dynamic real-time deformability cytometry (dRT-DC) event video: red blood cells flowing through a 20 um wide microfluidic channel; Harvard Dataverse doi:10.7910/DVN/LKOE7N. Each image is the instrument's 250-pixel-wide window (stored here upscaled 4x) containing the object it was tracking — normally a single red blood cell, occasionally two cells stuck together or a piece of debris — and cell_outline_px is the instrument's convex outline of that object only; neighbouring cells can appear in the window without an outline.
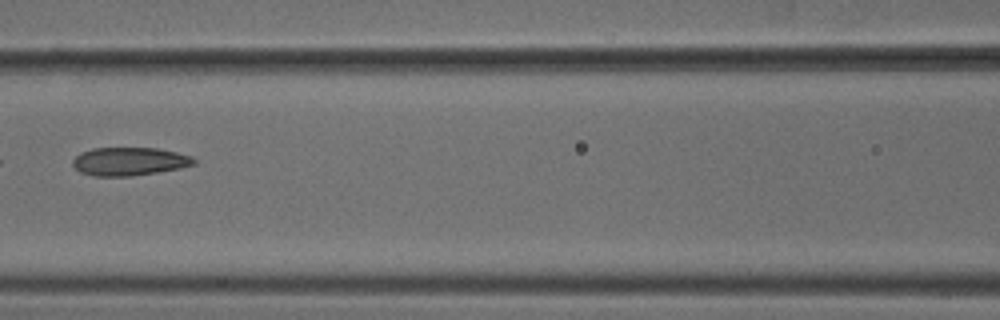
{"species": "common noctule bat (a hibernating species)", "species_latin": "Nyctalus noctula", "temperature_condition": "cold", "stored_images_in_passage": 8, "camera_frame_rate_fps": 3000, "um_per_image_px": 0.085, "animal": {"sex": "male", "body_mass_g": 18.8}, "frame": {"image": 1, "passage_image": 7, "time_ms": 2.0, "image_size_px": [1000, 320], "cell_outline_px": [[196, 164], [180, 168], [132, 176], [96, 176], [80, 172], [72, 164], [72, 160], [80, 152], [92, 148], [156, 148], [176, 152], [192, 156], [196, 160]], "centroid_in_image_um": [10.99, 13.71], "position_along_channel_um": 155.6, "area_um2": 19.94}}
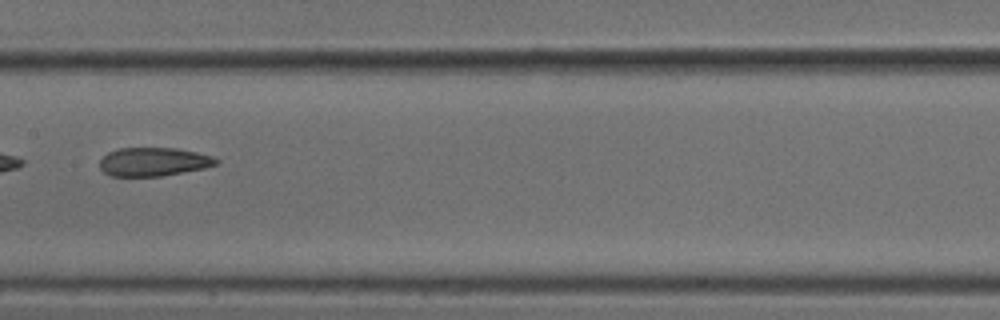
{"frame": {"image": 2, "passage_image": 8, "time_ms": 2.333, "image_size_px": [1000, 320], "cell_outline_px": [[220, 160], [216, 164], [204, 168], [160, 176], [112, 176], [104, 172], [100, 168], [100, 160], [108, 152], [120, 148], [176, 148], [196, 152], [212, 156]], "centroid_in_image_um": [13.04, 13.75], "position_along_channel_um": 194.4, "area_um2": 19.25}}